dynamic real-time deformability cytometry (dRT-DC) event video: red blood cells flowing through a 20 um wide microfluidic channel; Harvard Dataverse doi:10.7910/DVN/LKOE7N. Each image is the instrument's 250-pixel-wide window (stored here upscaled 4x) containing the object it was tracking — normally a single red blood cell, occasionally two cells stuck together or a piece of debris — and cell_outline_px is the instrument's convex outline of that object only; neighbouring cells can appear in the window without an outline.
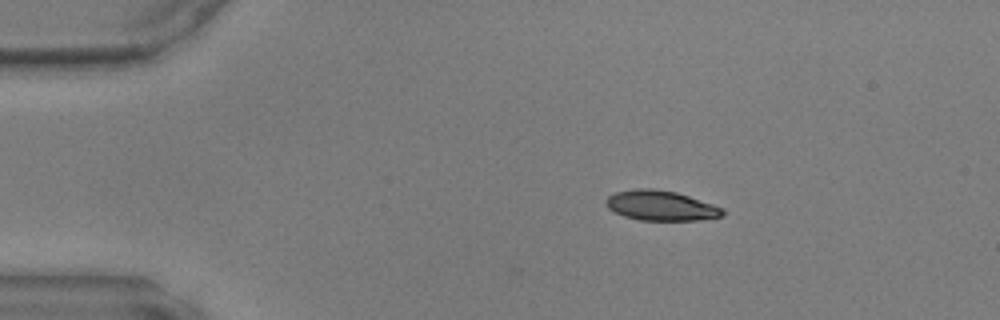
{"species": "common noctule bat (a hibernating species)", "species_latin": "Nyctalus noctula", "temperature_condition": "warm", "stored_images_in_passage": 2, "camera_frame_rate_fps": 3000, "um_per_image_px": 0.085, "animal": {"sex": "male", "body_mass_g": 17.9, "forearm_length_mm": 54.2}, "frame": {"image": 1, "passage_image": 2, "time_ms": 0.333, "image_size_px": [1000, 320], "cell_outline_px": [[724, 216], [700, 220], [640, 220], [624, 216], [608, 208], [604, 200], [608, 196], [616, 192], [636, 188], [652, 188], [676, 192], [724, 208]], "centroid_in_image_um": [56.17, 17.47], "position_along_channel_um": 28.8, "area_um2": 20.35}}